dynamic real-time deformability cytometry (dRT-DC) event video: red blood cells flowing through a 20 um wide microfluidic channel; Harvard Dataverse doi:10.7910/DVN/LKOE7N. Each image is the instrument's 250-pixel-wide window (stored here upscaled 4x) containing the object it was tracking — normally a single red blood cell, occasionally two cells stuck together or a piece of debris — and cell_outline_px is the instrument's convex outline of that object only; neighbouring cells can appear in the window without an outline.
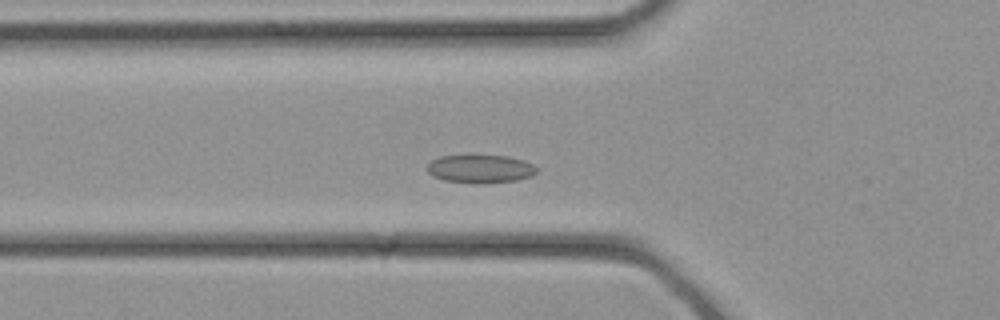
{"species": "common noctule bat (a hibernating species)", "species_latin": "Nyctalus noctula", "temperature_condition": "cold", "stored_images_in_passage": 30, "camera_frame_rate_fps": 3000, "um_per_image_px": 0.085, "animal": {"sex": "female", "body_mass_g": 21.9}, "frame": {"image": 1, "passage_image": 8, "time_ms": 2.333, "image_size_px": [1000, 320], "cell_outline_px": [[536, 172], [532, 176], [516, 180], [444, 180], [432, 176], [428, 172], [428, 164], [432, 160], [440, 156], [508, 156], [524, 160], [532, 164], [536, 168]], "centroid_in_image_um": [40.83, 14.29], "position_along_channel_um": 85.0, "area_um2": 16.82}}
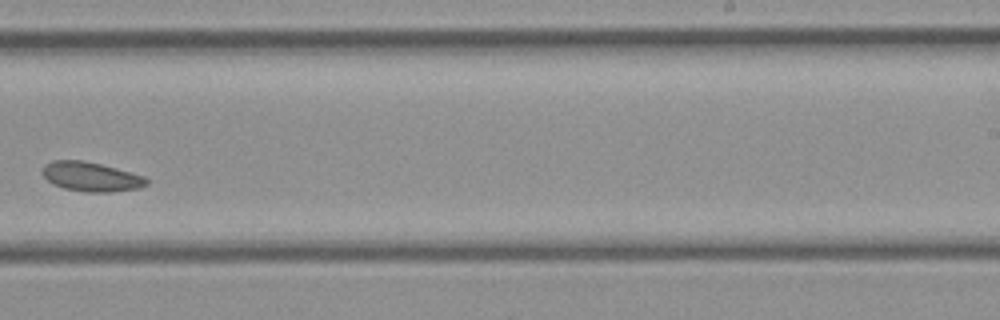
{"frame": {"image": 2, "passage_image": 18, "time_ms": 5.667, "image_size_px": [1000, 320], "cell_outline_px": [[148, 184], [140, 188], [108, 192], [88, 192], [64, 188], [52, 184], [44, 176], [44, 164], [52, 160], [84, 160], [116, 168], [144, 176], [148, 180]], "centroid_in_image_um": [7.75, 15.02], "position_along_channel_um": 281.3, "area_um2": 17.69}}
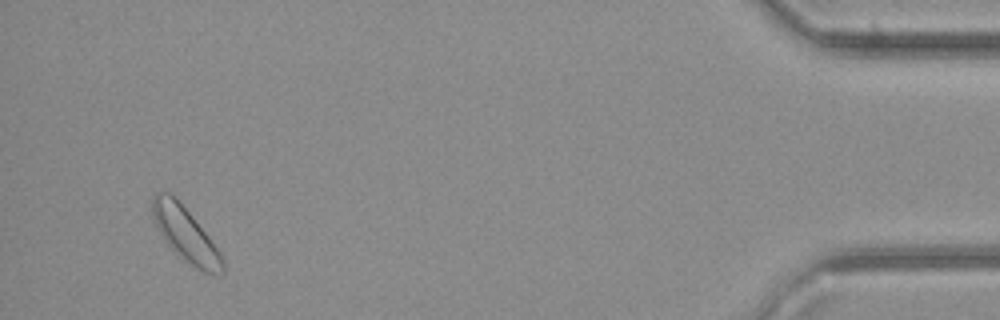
{"frame": {"image": 3, "passage_image": 29, "time_ms": 9.333, "image_size_px": [1000, 320], "cell_outline_px": [[224, 272], [220, 276], [204, 272], [196, 268], [180, 256], [168, 244], [160, 232], [152, 216], [152, 196], [156, 192], [168, 192], [176, 196], [208, 236], [220, 252], [224, 260]], "centroid_in_image_um": [15.78, 19.91], "position_along_channel_um": 419.4, "area_um2": 21.91}}